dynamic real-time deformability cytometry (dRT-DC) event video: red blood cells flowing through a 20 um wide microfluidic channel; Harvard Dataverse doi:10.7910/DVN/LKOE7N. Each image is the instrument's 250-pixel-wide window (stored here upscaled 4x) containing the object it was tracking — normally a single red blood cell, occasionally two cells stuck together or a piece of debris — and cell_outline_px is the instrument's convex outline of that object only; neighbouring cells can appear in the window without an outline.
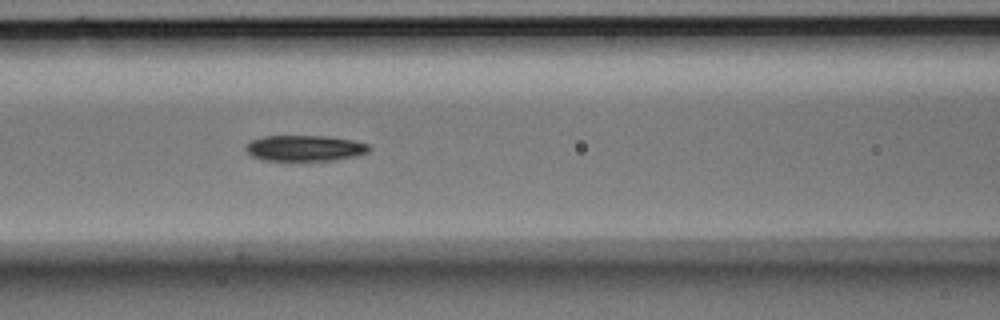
{"species": "Egyptian fruit bat (a non-hibernating species)", "species_latin": "Rousettus aegyptiacus", "temperature_condition": "room temperature", "stored_images_in_passage": 21, "camera_frame_rate_fps": 3000, "um_per_image_px": 0.085, "animal": {"sex": "male"}, "frame": {"image": 1, "passage_image": 12, "time_ms": 3.667, "image_size_px": [1000, 320], "cell_outline_px": [[372, 148], [368, 152], [356, 156], [332, 160], [264, 160], [252, 156], [244, 148], [244, 144], [248, 140], [264, 136], [328, 136], [352, 140], [368, 144]], "centroid_in_image_um": [25.88, 12.58], "position_along_channel_um": 140.7, "area_um2": 18.67}}